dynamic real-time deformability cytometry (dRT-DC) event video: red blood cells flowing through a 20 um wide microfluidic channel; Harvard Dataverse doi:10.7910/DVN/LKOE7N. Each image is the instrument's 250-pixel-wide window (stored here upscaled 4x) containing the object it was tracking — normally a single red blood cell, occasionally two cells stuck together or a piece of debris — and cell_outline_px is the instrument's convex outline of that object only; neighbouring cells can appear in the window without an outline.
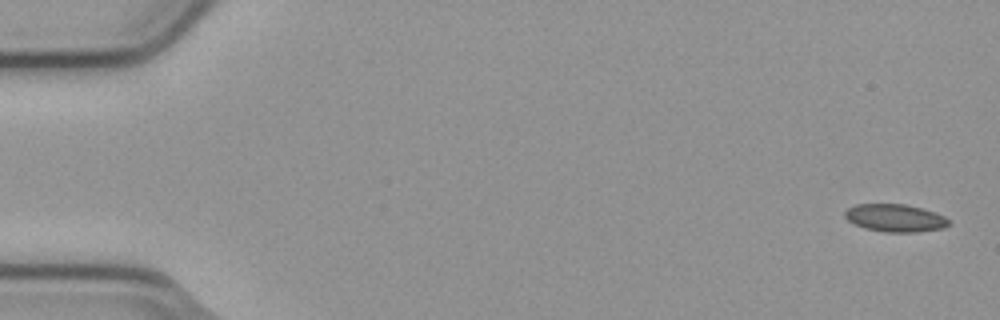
{"species": "common noctule bat (a hibernating species)", "species_latin": "Nyctalus noctula", "temperature_condition": "cold", "stored_images_in_passage": 6, "camera_frame_rate_fps": 3000, "um_per_image_px": 0.085, "animal": {"sex": "male", "body_mass_g": 23.1, "forearm_length_mm": 52.7}, "frame": {"image": 1, "passage_image": 1, "time_ms": 0.0, "image_size_px": [1000, 320], "cell_outline_px": [[948, 224], [944, 228], [916, 232], [884, 232], [864, 228], [848, 220], [844, 216], [844, 212], [848, 208], [856, 204], [904, 204], [936, 212], [944, 216], [948, 220]], "centroid_in_image_um": [76.07, 18.53], "position_along_channel_um": 8.9, "area_um2": 16.65}}
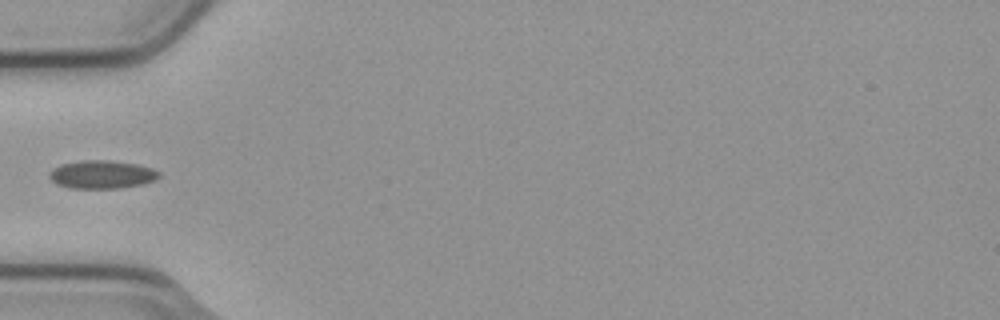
{"frame": {"image": 2, "passage_image": 5, "time_ms": 1.333, "image_size_px": [1000, 320], "cell_outline_px": [[160, 176], [156, 180], [144, 184], [120, 188], [68, 188], [56, 184], [48, 176], [48, 172], [60, 164], [84, 160], [104, 160], [136, 164], [152, 168], [160, 172]], "centroid_in_image_um": [8.65, 14.84], "position_along_channel_um": 76.3, "area_um2": 18.09}}
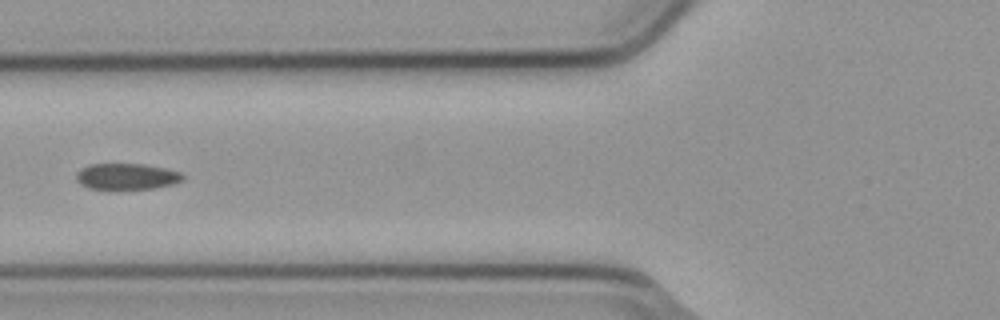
{"frame": {"image": 3, "passage_image": 6, "time_ms": 1.667, "image_size_px": [1000, 320], "cell_outline_px": [[184, 180], [172, 184], [152, 188], [116, 192], [88, 188], [80, 184], [76, 180], [76, 172], [92, 164], [144, 164], [164, 168], [180, 172], [184, 176]], "centroid_in_image_um": [10.74, 15.05], "position_along_channel_um": 115.1, "area_um2": 16.82}}